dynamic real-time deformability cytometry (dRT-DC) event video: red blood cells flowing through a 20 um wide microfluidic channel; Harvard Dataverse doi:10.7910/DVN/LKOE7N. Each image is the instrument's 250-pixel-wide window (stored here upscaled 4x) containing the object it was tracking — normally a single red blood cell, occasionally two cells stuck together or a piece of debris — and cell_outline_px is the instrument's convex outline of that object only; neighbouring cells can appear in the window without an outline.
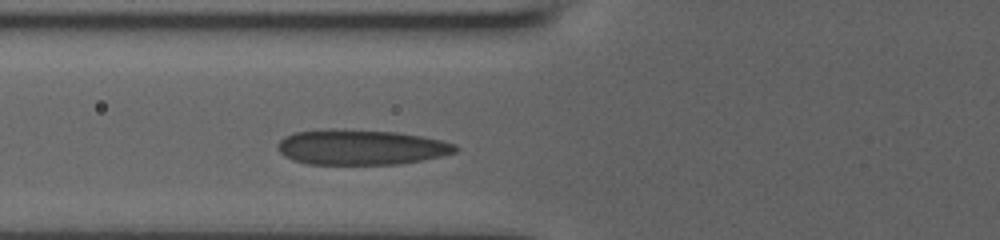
{"species": "human", "species_latin": "Homo sapiens", "temperature_condition": "room temperature", "stored_images_in_passage": 2, "camera_frame_rate_fps": 3000, "um_per_image_px": 0.085, "donor": {"sex": "male"}, "frame": {"image": 1, "passage_image": 2, "time_ms": 1.0, "image_size_px": [1000, 240], "cell_outline_px": [[460, 148], [456, 152], [440, 156], [400, 164], [308, 164], [292, 160], [284, 156], [276, 148], [276, 144], [284, 136], [296, 132], [332, 128], [344, 128], [396, 132], [420, 136], [440, 140], [456, 144]], "centroid_in_image_um": [30.64, 12.5], "position_along_channel_um": 95.2, "area_um2": 36.76}}